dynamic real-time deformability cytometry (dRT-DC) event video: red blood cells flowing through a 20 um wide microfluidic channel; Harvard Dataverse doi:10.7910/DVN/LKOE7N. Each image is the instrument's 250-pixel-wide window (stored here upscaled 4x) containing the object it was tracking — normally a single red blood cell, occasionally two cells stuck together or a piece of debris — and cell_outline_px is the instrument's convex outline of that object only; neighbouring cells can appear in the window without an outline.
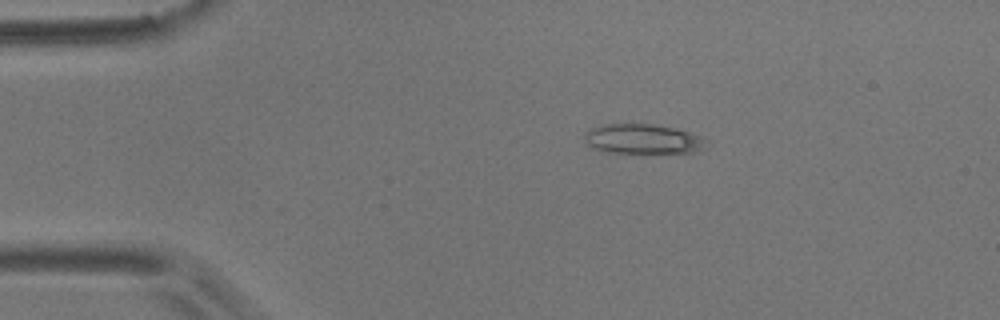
{"species": "common noctule bat (a hibernating species)", "species_latin": "Nyctalus noctula", "temperature_condition": "room temperature", "stored_images_in_passage": 10, "camera_frame_rate_fps": 3000, "um_per_image_px": 0.085, "animal": {"sex": "male", "body_mass_g": 17.9}, "frame": {"image": 1, "passage_image": 2, "time_ms": 0.333, "image_size_px": [1000, 320], "cell_outline_px": [[708, 148], [696, 152], [604, 152], [592, 148], [588, 144], [584, 136], [584, 132], [592, 128], [604, 124], [652, 124], [676, 128], [700, 136], [708, 140]], "centroid_in_image_um": [54.68, 11.81], "position_along_channel_um": 30.3, "area_um2": 21.15}}
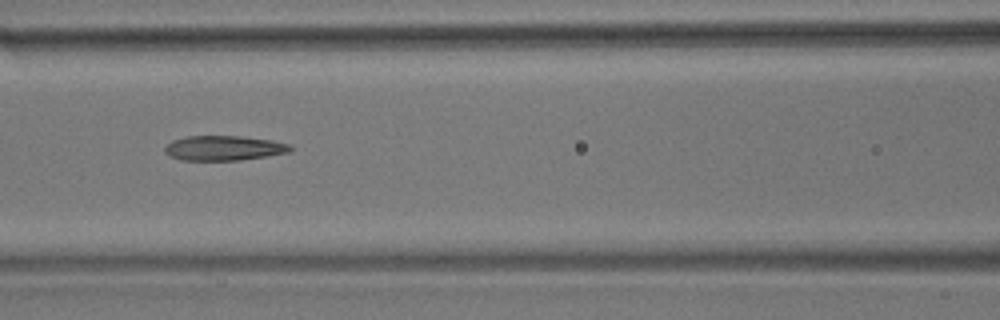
{"frame": {"image": 2, "passage_image": 6, "time_ms": 1.667, "image_size_px": [1000, 320], "cell_outline_px": [[292, 148], [288, 152], [268, 156], [240, 160], [180, 160], [168, 156], [164, 152], [164, 148], [172, 140], [188, 136], [240, 136], [272, 140], [288, 144]], "centroid_in_image_um": [18.98, 12.59], "position_along_channel_um": 147.6, "area_um2": 18.15}}
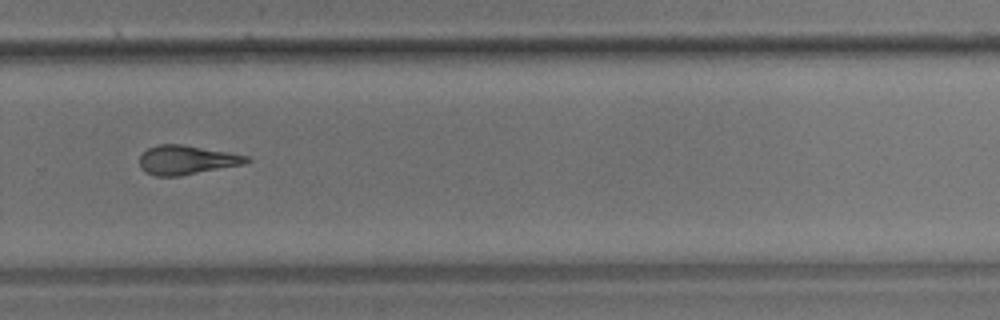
{"frame": {"image": 3, "passage_image": 10, "time_ms": 3.0, "image_size_px": [1000, 320], "cell_outline_px": [[252, 160], [244, 164], [180, 176], [156, 176], [140, 168], [140, 156], [148, 148], [160, 144], [180, 144], [228, 152], [248, 156]], "centroid_in_image_um": [15.87, 13.6], "position_along_channel_um": 313.9, "area_um2": 17.98}}